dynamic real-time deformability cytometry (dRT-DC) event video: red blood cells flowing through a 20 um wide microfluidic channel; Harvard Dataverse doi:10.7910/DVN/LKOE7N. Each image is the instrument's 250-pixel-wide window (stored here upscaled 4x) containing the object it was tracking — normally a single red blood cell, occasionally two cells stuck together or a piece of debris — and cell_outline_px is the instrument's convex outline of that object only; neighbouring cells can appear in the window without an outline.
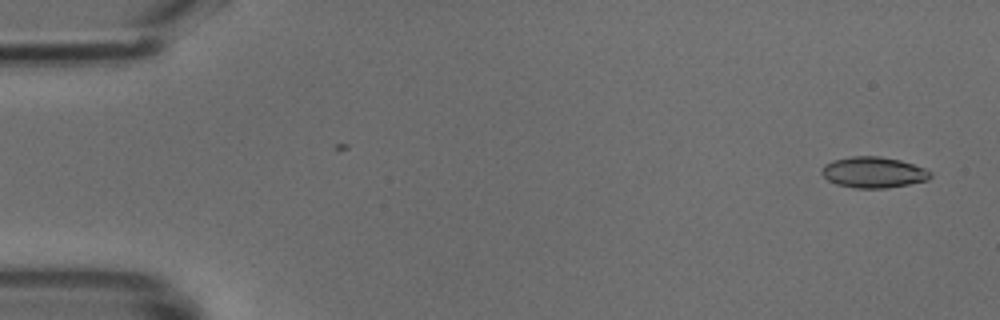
{"species": "common noctule bat (a hibernating species)", "species_latin": "Nyctalus noctula", "temperature_condition": "cold", "stored_images_in_passage": 49, "camera_frame_rate_fps": 3000, "um_per_image_px": 0.085, "animal": {"sex": "male", "body_mass_g": 18.8}, "frame": {"image": 1, "passage_image": 2, "time_ms": 0.333, "image_size_px": [1000, 320], "cell_outline_px": [[932, 176], [928, 180], [888, 188], [856, 188], [836, 184], [828, 180], [820, 172], [824, 164], [832, 160], [852, 156], [880, 156], [900, 160], [924, 168], [932, 172]], "centroid_in_image_um": [74.23, 14.64], "position_along_channel_um": 10.8, "area_um2": 19.65}}
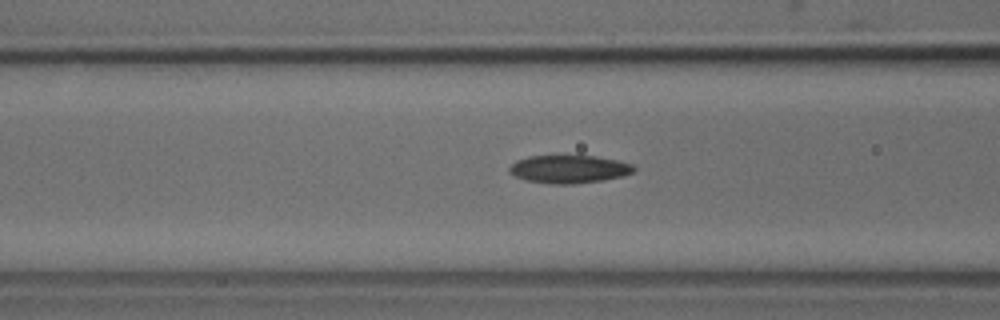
{"frame": {"image": 2, "passage_image": 19, "time_ms": 6.0, "image_size_px": [1000, 320], "cell_outline_px": [[636, 168], [632, 172], [624, 176], [604, 180], [576, 184], [552, 184], [524, 180], [508, 172], [508, 168], [516, 160], [528, 156], [592, 156], [616, 160], [632, 164]], "centroid_in_image_um": [48.35, 14.39], "position_along_channel_um": 118.3, "area_um2": 20.35}}
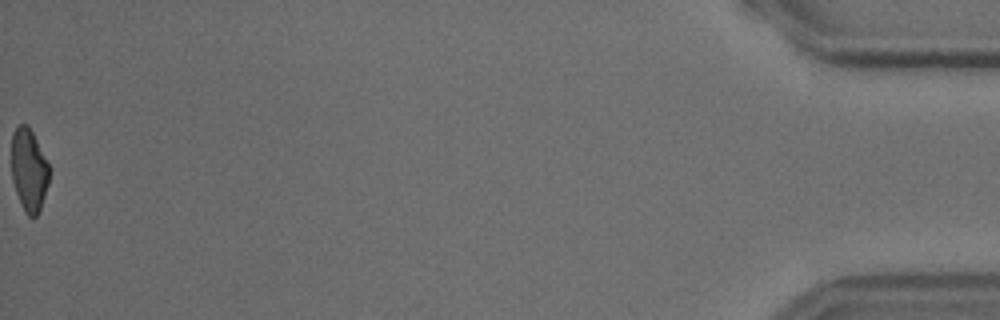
{"frame": {"image": 3, "passage_image": 49, "time_ms": 16.0, "image_size_px": [1000, 320], "cell_outline_px": [[48, 184], [40, 208], [36, 216], [32, 220], [24, 212], [16, 192], [12, 180], [12, 132], [20, 124], [28, 124], [48, 164]], "centroid_in_image_um": [2.44, 14.47], "position_along_channel_um": 432.8, "area_um2": 17.92}}